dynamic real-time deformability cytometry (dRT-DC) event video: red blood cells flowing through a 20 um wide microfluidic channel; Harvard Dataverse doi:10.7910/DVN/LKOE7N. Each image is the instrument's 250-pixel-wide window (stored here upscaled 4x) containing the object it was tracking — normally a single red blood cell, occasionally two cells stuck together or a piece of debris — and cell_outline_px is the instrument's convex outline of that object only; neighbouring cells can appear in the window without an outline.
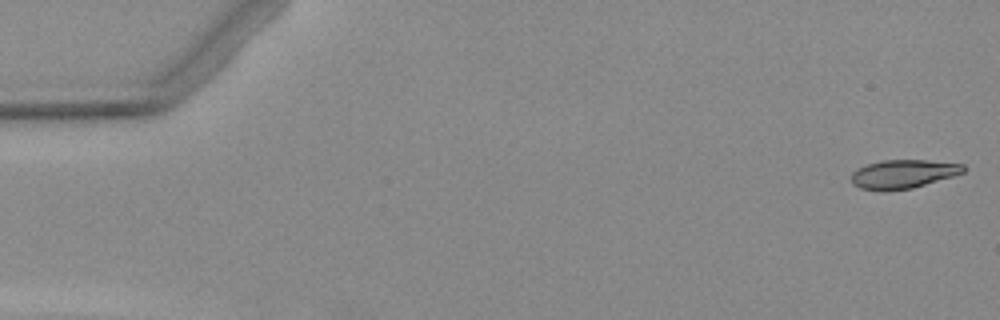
{"species": "Egyptian fruit bat (a non-hibernating species)", "species_latin": "Rousettus aegyptiacus", "temperature_condition": "warm", "stored_images_in_passage": 4, "camera_frame_rate_fps": 3000, "um_per_image_px": 0.085, "animal": {"sex": "female"}, "frame": {"image": 1, "passage_image": 1, "time_ms": 0.0, "image_size_px": [1000, 320], "cell_outline_px": [[968, 168], [964, 172], [952, 176], [912, 188], [860, 188], [852, 184], [852, 172], [856, 168], [880, 160], [928, 160], [964, 164]], "centroid_in_image_um": [76.82, 14.74], "position_along_channel_um": 8.2, "area_um2": 18.21}}
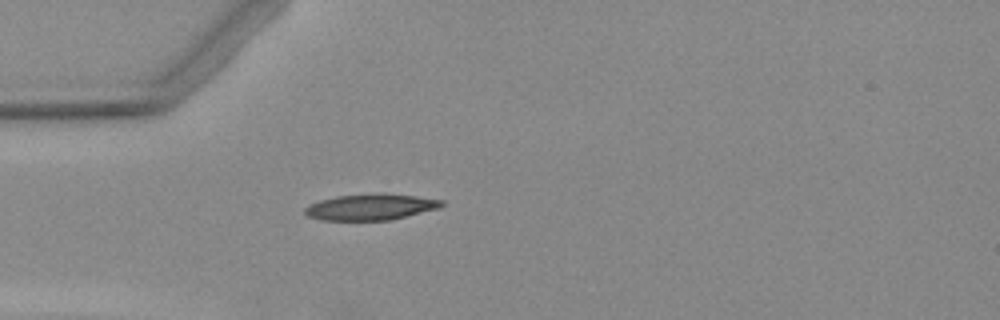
{"frame": {"image": 2, "passage_image": 4, "time_ms": 4.667, "image_size_px": [1000, 320], "cell_outline_px": [[444, 204], [440, 208], [388, 220], [324, 220], [308, 216], [304, 212], [304, 208], [320, 200], [336, 196], [376, 192], [416, 196], [444, 200]], "centroid_in_image_um": [31.53, 17.58], "position_along_channel_um": 53.5, "area_um2": 20.81}}